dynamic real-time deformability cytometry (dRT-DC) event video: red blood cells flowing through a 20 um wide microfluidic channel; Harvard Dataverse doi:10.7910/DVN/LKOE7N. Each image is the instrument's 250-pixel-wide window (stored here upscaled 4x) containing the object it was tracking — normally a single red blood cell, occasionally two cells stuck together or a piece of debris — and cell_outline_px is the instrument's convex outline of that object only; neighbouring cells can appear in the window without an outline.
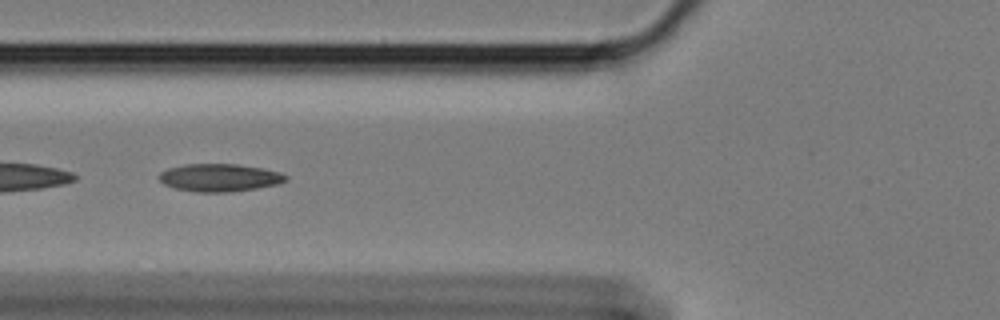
{"species": "Egyptian fruit bat (a non-hibernating species)", "species_latin": "Rousettus aegyptiacus", "temperature_condition": "cold", "stored_images_in_passage": 50, "segment_of_instrument_passage": [2, 2], "camera_frame_rate_fps": 3000, "um_per_image_px": 0.085, "animal": {"sex": "female"}, "frame": {"image": 1, "passage_image": 14, "time_ms": 4.333, "image_size_px": [1000, 320], "cell_outline_px": [[284, 180], [272, 184], [252, 188], [216, 192], [208, 192], [180, 188], [168, 184], [160, 180], [160, 176], [164, 172], [172, 168], [192, 164], [232, 164], [256, 168], [276, 172], [284, 176]], "centroid_in_image_um": [18.62, 15.08], "position_along_channel_um": 107.2, "area_um2": 18.61}}
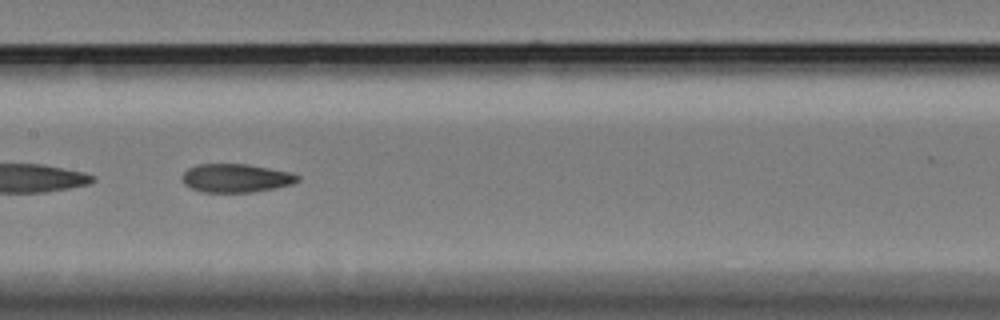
{"frame": {"image": 2, "passage_image": 21, "time_ms": 6.667, "image_size_px": [1000, 320], "cell_outline_px": [[300, 176], [296, 180], [288, 184], [268, 188], [244, 192], [208, 192], [196, 188], [188, 184], [184, 180], [184, 172], [192, 168], [204, 164], [240, 164], [264, 168], [284, 172]], "centroid_in_image_um": [20.02, 15.13], "position_along_channel_um": 187.4, "area_um2": 17.57}}
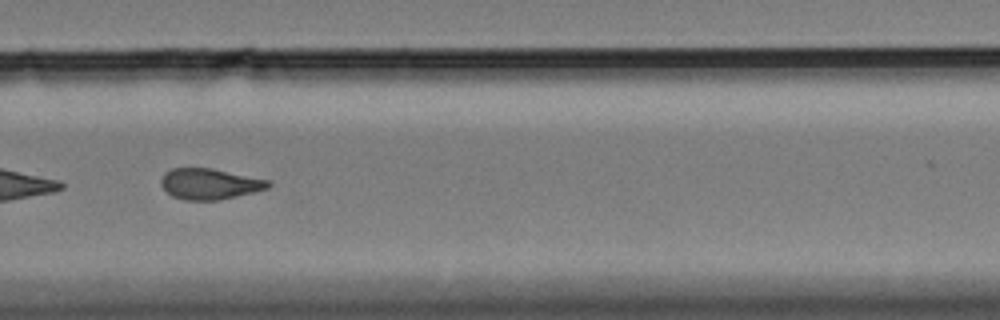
{"frame": {"image": 3, "passage_image": 32, "time_ms": 10.333, "image_size_px": [1000, 320], "cell_outline_px": [[268, 184], [264, 188], [232, 196], [212, 200], [192, 200], [176, 196], [168, 192], [164, 188], [164, 176], [168, 172], [176, 168], [208, 168], [268, 180]], "centroid_in_image_um": [17.79, 15.61], "position_along_channel_um": 312.0, "area_um2": 17.74}}